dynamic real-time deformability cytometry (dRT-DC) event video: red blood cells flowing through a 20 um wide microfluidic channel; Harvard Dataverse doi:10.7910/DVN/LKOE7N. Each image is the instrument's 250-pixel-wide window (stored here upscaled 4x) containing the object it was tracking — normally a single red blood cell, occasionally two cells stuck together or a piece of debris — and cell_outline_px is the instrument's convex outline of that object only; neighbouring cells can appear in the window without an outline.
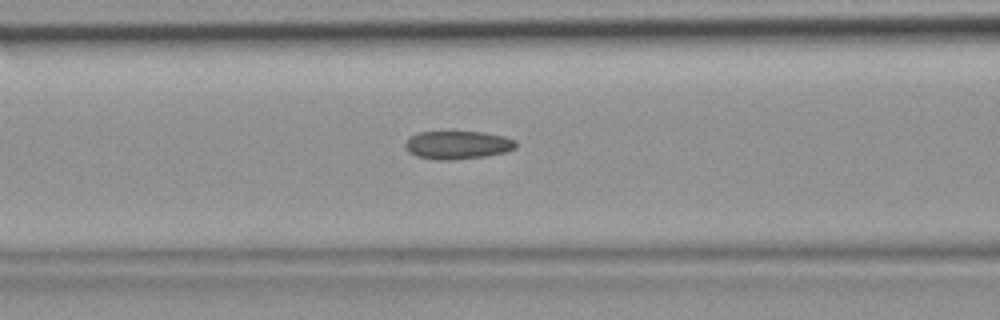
{"species": "common noctule bat (a hibernating species)", "species_latin": "Nyctalus noctula", "temperature_condition": "room temperature", "stored_images_in_passage": 47, "camera_frame_rate_fps": 3000, "um_per_image_px": 0.085, "animal": {"sex": "female", "body_mass_g": 19.9}, "frame": {"image": 1, "passage_image": 19, "time_ms": 6.0, "image_size_px": [1000, 320], "cell_outline_px": [[516, 148], [504, 152], [484, 156], [448, 160], [436, 160], [416, 156], [408, 152], [404, 144], [412, 136], [420, 132], [480, 132], [504, 136], [516, 140]], "centroid_in_image_um": [38.9, 12.33], "position_along_channel_um": 127.7, "area_um2": 17.98}}
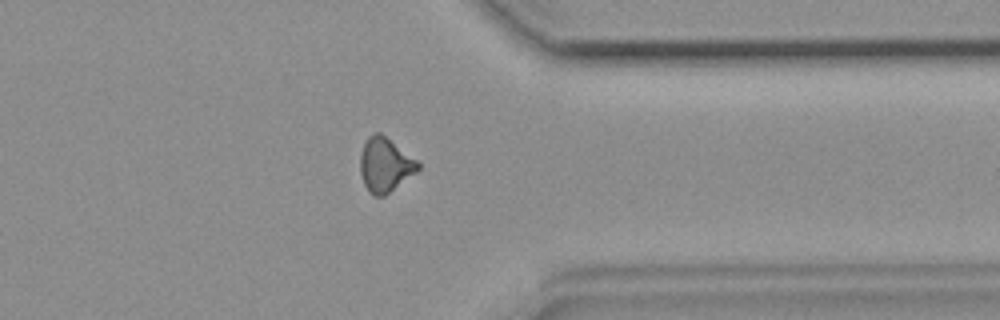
{"frame": {"image": 2, "passage_image": 37, "time_ms": 12.0, "image_size_px": [1000, 320], "cell_outline_px": [[420, 168], [416, 172], [384, 196], [372, 196], [368, 192], [364, 184], [360, 172], [360, 152], [368, 136], [376, 132], [380, 132], [416, 160], [420, 164]], "centroid_in_image_um": [32.7, 14.02], "position_along_channel_um": 378.7, "area_um2": 18.09}}
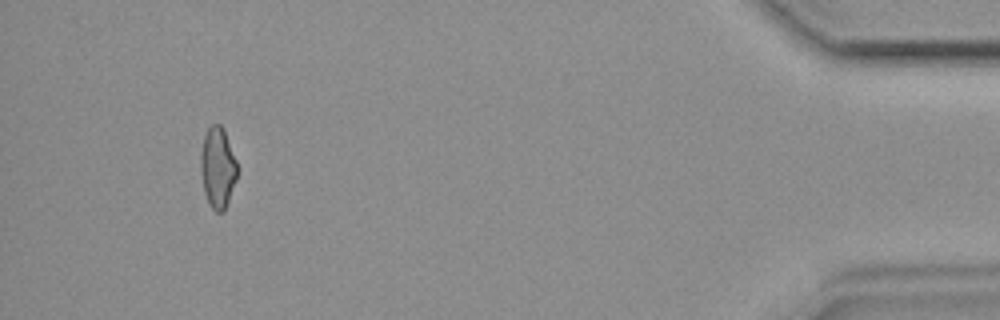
{"frame": {"image": 3, "passage_image": 44, "time_ms": 14.333, "image_size_px": [1000, 320], "cell_outline_px": [[240, 168], [236, 180], [224, 212], [216, 212], [212, 208], [204, 192], [200, 172], [200, 152], [204, 136], [208, 128], [212, 124], [220, 124], [224, 128]], "centroid_in_image_um": [18.52, 14.22], "position_along_channel_um": 416.7, "area_um2": 17.63}}